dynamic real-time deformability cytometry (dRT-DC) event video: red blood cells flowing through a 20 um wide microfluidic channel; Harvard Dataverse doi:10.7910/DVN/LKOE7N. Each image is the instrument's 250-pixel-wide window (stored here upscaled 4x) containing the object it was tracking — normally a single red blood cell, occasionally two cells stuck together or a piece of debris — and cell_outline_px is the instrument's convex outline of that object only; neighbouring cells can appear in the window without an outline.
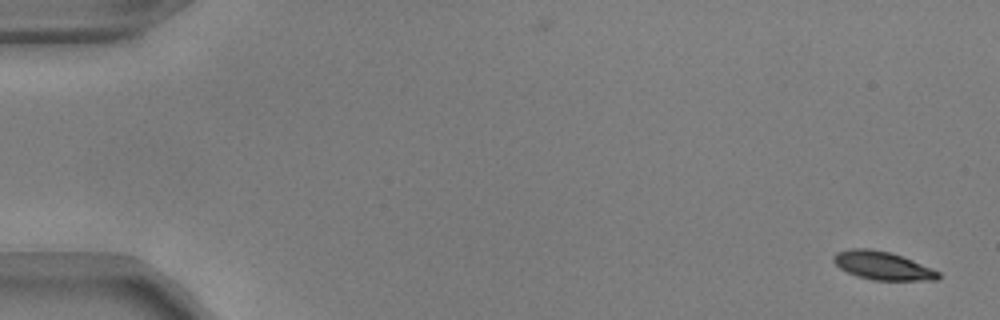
{"species": "common noctule bat (a hibernating species)", "species_latin": "Nyctalus noctula", "temperature_condition": "warm", "stored_images_in_passage": 15, "camera_frame_rate_fps": 3000, "um_per_image_px": 0.085, "animal": {"sex": "male", "body_mass_g": 17.9, "forearm_length_mm": 54.2}, "frame": {"image": 1, "passage_image": 1, "time_ms": 0.0, "image_size_px": [1000, 320], "cell_outline_px": [[940, 276], [936, 280], [872, 280], [856, 276], [840, 268], [832, 260], [832, 256], [836, 252], [852, 248], [868, 248], [888, 252], [912, 260], [932, 268], [940, 272]], "centroid_in_image_um": [74.99, 22.58], "position_along_channel_um": 10.0, "area_um2": 17.17}}